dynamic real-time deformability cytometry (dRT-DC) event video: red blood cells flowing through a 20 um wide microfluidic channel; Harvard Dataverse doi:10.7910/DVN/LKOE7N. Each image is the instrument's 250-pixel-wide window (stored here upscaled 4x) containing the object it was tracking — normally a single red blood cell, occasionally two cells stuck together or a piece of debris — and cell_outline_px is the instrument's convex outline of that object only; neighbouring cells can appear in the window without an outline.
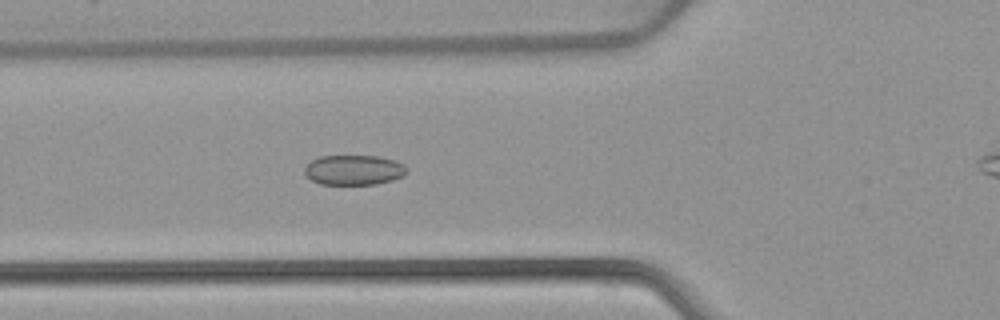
{"species": "common noctule bat (a hibernating species)", "species_latin": "Nyctalus noctula", "temperature_condition": "warm", "stored_images_in_passage": 44, "camera_frame_rate_fps": 3000, "um_per_image_px": 0.085, "animal": {"sex": "female", "body_mass_g": 22.7, "forearm_length_mm": 54.2}, "frame": {"image": 1, "passage_image": 10, "time_ms": 3.0, "image_size_px": [1000, 320], "cell_outline_px": [[408, 172], [404, 176], [392, 180], [376, 184], [320, 184], [312, 180], [304, 172], [304, 168], [312, 160], [320, 156], [376, 156], [392, 160], [404, 164], [408, 168]], "centroid_in_image_um": [30.1, 14.45], "position_along_channel_um": 95.7, "area_um2": 17.8}}
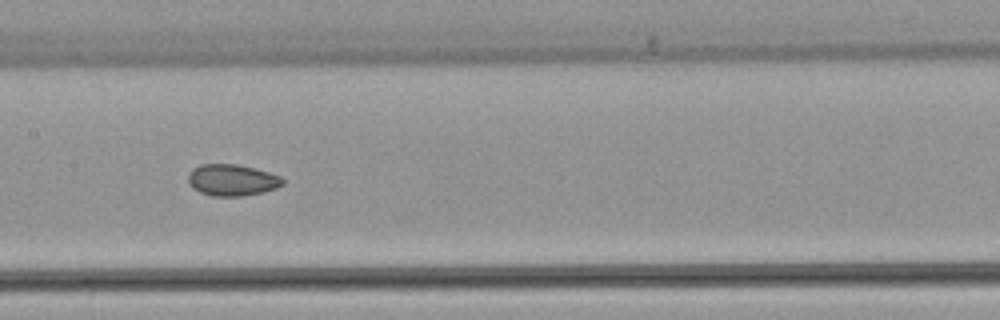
{"frame": {"image": 2, "passage_image": 17, "time_ms": 5.333, "image_size_px": [1000, 320], "cell_outline_px": [[284, 184], [276, 188], [264, 192], [240, 196], [212, 196], [200, 192], [192, 188], [188, 184], [188, 172], [192, 168], [200, 164], [236, 164], [268, 172], [280, 176], [284, 180]], "centroid_in_image_um": [19.69, 15.31], "position_along_channel_um": 187.7, "area_um2": 17.46}}
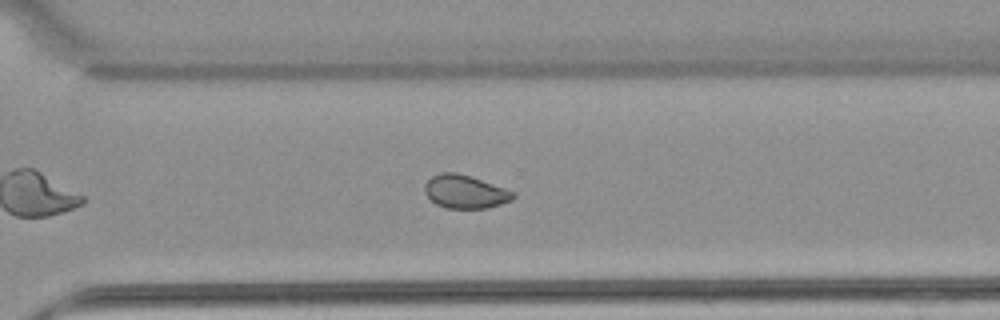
{"frame": {"image": 3, "passage_image": 28, "time_ms": 9.0, "image_size_px": [1000, 320], "cell_outline_px": [[516, 196], [512, 200], [488, 208], [448, 208], [436, 204], [424, 192], [424, 184], [432, 176], [440, 172], [456, 172], [516, 192]], "centroid_in_image_um": [39.53, 16.3], "position_along_channel_um": 331.1, "area_um2": 16.99}, "authors_computed_cell_mechanics": {"area_um2": 17.7446, "velocity_mm_per_s": 3.9198, "shape_relaxation_time_tau1_ms": null, "shape_relaxation_time_tau2_ms": 1.0929, "deformation_change_tau1": null, "deformation_change_tau2": 0.0466}}